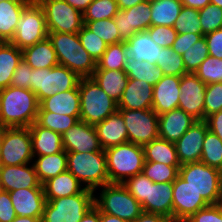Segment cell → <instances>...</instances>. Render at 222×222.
I'll list each match as a JSON object with an SVG mask.
<instances>
[{
  "mask_svg": "<svg viewBox=\"0 0 222 222\" xmlns=\"http://www.w3.org/2000/svg\"><path fill=\"white\" fill-rule=\"evenodd\" d=\"M39 101L30 89L8 86L0 90V123L8 128L30 127L36 122Z\"/></svg>",
  "mask_w": 222,
  "mask_h": 222,
  "instance_id": "6da1fadb",
  "label": "cell"
},
{
  "mask_svg": "<svg viewBox=\"0 0 222 222\" xmlns=\"http://www.w3.org/2000/svg\"><path fill=\"white\" fill-rule=\"evenodd\" d=\"M59 65L65 66L80 78L92 77L96 62L82 47L78 33L48 32Z\"/></svg>",
  "mask_w": 222,
  "mask_h": 222,
  "instance_id": "7a4b0ae2",
  "label": "cell"
},
{
  "mask_svg": "<svg viewBox=\"0 0 222 222\" xmlns=\"http://www.w3.org/2000/svg\"><path fill=\"white\" fill-rule=\"evenodd\" d=\"M67 170L95 193L109 183L105 151L67 152Z\"/></svg>",
  "mask_w": 222,
  "mask_h": 222,
  "instance_id": "3957f363",
  "label": "cell"
},
{
  "mask_svg": "<svg viewBox=\"0 0 222 222\" xmlns=\"http://www.w3.org/2000/svg\"><path fill=\"white\" fill-rule=\"evenodd\" d=\"M104 151L109 183L123 184L130 177L142 173L145 162L143 146L127 142Z\"/></svg>",
  "mask_w": 222,
  "mask_h": 222,
  "instance_id": "277c9868",
  "label": "cell"
},
{
  "mask_svg": "<svg viewBox=\"0 0 222 222\" xmlns=\"http://www.w3.org/2000/svg\"><path fill=\"white\" fill-rule=\"evenodd\" d=\"M80 120L95 126L118 110V103L109 97L92 77L81 78Z\"/></svg>",
  "mask_w": 222,
  "mask_h": 222,
  "instance_id": "5b68a950",
  "label": "cell"
},
{
  "mask_svg": "<svg viewBox=\"0 0 222 222\" xmlns=\"http://www.w3.org/2000/svg\"><path fill=\"white\" fill-rule=\"evenodd\" d=\"M94 205L103 213L133 222L142 212L141 204L121 183H108L99 187ZM102 188V189H101Z\"/></svg>",
  "mask_w": 222,
  "mask_h": 222,
  "instance_id": "8992f818",
  "label": "cell"
},
{
  "mask_svg": "<svg viewBox=\"0 0 222 222\" xmlns=\"http://www.w3.org/2000/svg\"><path fill=\"white\" fill-rule=\"evenodd\" d=\"M179 176L194 188L209 205L222 203V171L205 163L181 165Z\"/></svg>",
  "mask_w": 222,
  "mask_h": 222,
  "instance_id": "52a82bcc",
  "label": "cell"
},
{
  "mask_svg": "<svg viewBox=\"0 0 222 222\" xmlns=\"http://www.w3.org/2000/svg\"><path fill=\"white\" fill-rule=\"evenodd\" d=\"M94 195L93 190L85 188L72 196L46 199L42 222H79L94 206Z\"/></svg>",
  "mask_w": 222,
  "mask_h": 222,
  "instance_id": "ba28073f",
  "label": "cell"
},
{
  "mask_svg": "<svg viewBox=\"0 0 222 222\" xmlns=\"http://www.w3.org/2000/svg\"><path fill=\"white\" fill-rule=\"evenodd\" d=\"M80 77L65 66L53 68L32 69L31 91L37 96L39 103L58 92L74 89L78 86Z\"/></svg>",
  "mask_w": 222,
  "mask_h": 222,
  "instance_id": "9c48e42d",
  "label": "cell"
},
{
  "mask_svg": "<svg viewBox=\"0 0 222 222\" xmlns=\"http://www.w3.org/2000/svg\"><path fill=\"white\" fill-rule=\"evenodd\" d=\"M46 37L48 30L44 11L36 0H32L22 11L11 43L24 50Z\"/></svg>",
  "mask_w": 222,
  "mask_h": 222,
  "instance_id": "30bf717a",
  "label": "cell"
},
{
  "mask_svg": "<svg viewBox=\"0 0 222 222\" xmlns=\"http://www.w3.org/2000/svg\"><path fill=\"white\" fill-rule=\"evenodd\" d=\"M42 7L48 32L79 33L83 14L65 0H36Z\"/></svg>",
  "mask_w": 222,
  "mask_h": 222,
  "instance_id": "8fae6325",
  "label": "cell"
},
{
  "mask_svg": "<svg viewBox=\"0 0 222 222\" xmlns=\"http://www.w3.org/2000/svg\"><path fill=\"white\" fill-rule=\"evenodd\" d=\"M29 127L7 128L3 139L0 165L17 166L33 162Z\"/></svg>",
  "mask_w": 222,
  "mask_h": 222,
  "instance_id": "7c38bea8",
  "label": "cell"
},
{
  "mask_svg": "<svg viewBox=\"0 0 222 222\" xmlns=\"http://www.w3.org/2000/svg\"><path fill=\"white\" fill-rule=\"evenodd\" d=\"M127 128L129 142L144 146L159 138L158 115L153 109H118Z\"/></svg>",
  "mask_w": 222,
  "mask_h": 222,
  "instance_id": "4fadbf2b",
  "label": "cell"
},
{
  "mask_svg": "<svg viewBox=\"0 0 222 222\" xmlns=\"http://www.w3.org/2000/svg\"><path fill=\"white\" fill-rule=\"evenodd\" d=\"M209 204L179 175L173 181V222H185Z\"/></svg>",
  "mask_w": 222,
  "mask_h": 222,
  "instance_id": "5bb4252c",
  "label": "cell"
},
{
  "mask_svg": "<svg viewBox=\"0 0 222 222\" xmlns=\"http://www.w3.org/2000/svg\"><path fill=\"white\" fill-rule=\"evenodd\" d=\"M206 84L194 73L181 76L178 108L196 120H204V97Z\"/></svg>",
  "mask_w": 222,
  "mask_h": 222,
  "instance_id": "9a60e30c",
  "label": "cell"
},
{
  "mask_svg": "<svg viewBox=\"0 0 222 222\" xmlns=\"http://www.w3.org/2000/svg\"><path fill=\"white\" fill-rule=\"evenodd\" d=\"M150 3L142 1L129 9L118 10L114 16L120 37L126 41L135 33L146 31L151 27Z\"/></svg>",
  "mask_w": 222,
  "mask_h": 222,
  "instance_id": "2e32d148",
  "label": "cell"
},
{
  "mask_svg": "<svg viewBox=\"0 0 222 222\" xmlns=\"http://www.w3.org/2000/svg\"><path fill=\"white\" fill-rule=\"evenodd\" d=\"M61 136L66 152L82 153L104 151L99 143L95 127L82 120L75 123Z\"/></svg>",
  "mask_w": 222,
  "mask_h": 222,
  "instance_id": "e0dca14e",
  "label": "cell"
},
{
  "mask_svg": "<svg viewBox=\"0 0 222 222\" xmlns=\"http://www.w3.org/2000/svg\"><path fill=\"white\" fill-rule=\"evenodd\" d=\"M208 130L205 120H197L175 142L176 152L181 165L199 162L202 155L203 141Z\"/></svg>",
  "mask_w": 222,
  "mask_h": 222,
  "instance_id": "ac0fdd59",
  "label": "cell"
},
{
  "mask_svg": "<svg viewBox=\"0 0 222 222\" xmlns=\"http://www.w3.org/2000/svg\"><path fill=\"white\" fill-rule=\"evenodd\" d=\"M143 211L165 216L173 222V182L155 183L148 178V191L141 204Z\"/></svg>",
  "mask_w": 222,
  "mask_h": 222,
  "instance_id": "d6986e66",
  "label": "cell"
},
{
  "mask_svg": "<svg viewBox=\"0 0 222 222\" xmlns=\"http://www.w3.org/2000/svg\"><path fill=\"white\" fill-rule=\"evenodd\" d=\"M0 185L2 190L8 192L19 188H43L33 163L17 166L0 165Z\"/></svg>",
  "mask_w": 222,
  "mask_h": 222,
  "instance_id": "ffe728a7",
  "label": "cell"
},
{
  "mask_svg": "<svg viewBox=\"0 0 222 222\" xmlns=\"http://www.w3.org/2000/svg\"><path fill=\"white\" fill-rule=\"evenodd\" d=\"M9 194L17 216L42 218L46 203L43 188H19Z\"/></svg>",
  "mask_w": 222,
  "mask_h": 222,
  "instance_id": "44dd1931",
  "label": "cell"
},
{
  "mask_svg": "<svg viewBox=\"0 0 222 222\" xmlns=\"http://www.w3.org/2000/svg\"><path fill=\"white\" fill-rule=\"evenodd\" d=\"M179 76L164 75L163 78L153 86L152 109L161 115L178 108L180 96Z\"/></svg>",
  "mask_w": 222,
  "mask_h": 222,
  "instance_id": "7402d4cb",
  "label": "cell"
},
{
  "mask_svg": "<svg viewBox=\"0 0 222 222\" xmlns=\"http://www.w3.org/2000/svg\"><path fill=\"white\" fill-rule=\"evenodd\" d=\"M197 121L184 110L176 108L158 116L159 138L175 143Z\"/></svg>",
  "mask_w": 222,
  "mask_h": 222,
  "instance_id": "603a6c76",
  "label": "cell"
},
{
  "mask_svg": "<svg viewBox=\"0 0 222 222\" xmlns=\"http://www.w3.org/2000/svg\"><path fill=\"white\" fill-rule=\"evenodd\" d=\"M94 127L103 150L129 142L127 128L119 110Z\"/></svg>",
  "mask_w": 222,
  "mask_h": 222,
  "instance_id": "cb8c5ba5",
  "label": "cell"
},
{
  "mask_svg": "<svg viewBox=\"0 0 222 222\" xmlns=\"http://www.w3.org/2000/svg\"><path fill=\"white\" fill-rule=\"evenodd\" d=\"M153 86L144 81L129 79L118 109L147 110L152 109Z\"/></svg>",
  "mask_w": 222,
  "mask_h": 222,
  "instance_id": "d4e9b609",
  "label": "cell"
},
{
  "mask_svg": "<svg viewBox=\"0 0 222 222\" xmlns=\"http://www.w3.org/2000/svg\"><path fill=\"white\" fill-rule=\"evenodd\" d=\"M39 111H49L62 115L80 116V95L78 86L58 92L39 103Z\"/></svg>",
  "mask_w": 222,
  "mask_h": 222,
  "instance_id": "484cf974",
  "label": "cell"
},
{
  "mask_svg": "<svg viewBox=\"0 0 222 222\" xmlns=\"http://www.w3.org/2000/svg\"><path fill=\"white\" fill-rule=\"evenodd\" d=\"M33 156L50 155L64 150L62 136L34 122L30 127Z\"/></svg>",
  "mask_w": 222,
  "mask_h": 222,
  "instance_id": "4316f807",
  "label": "cell"
},
{
  "mask_svg": "<svg viewBox=\"0 0 222 222\" xmlns=\"http://www.w3.org/2000/svg\"><path fill=\"white\" fill-rule=\"evenodd\" d=\"M31 1L32 0L0 1V39L3 42H11L22 11Z\"/></svg>",
  "mask_w": 222,
  "mask_h": 222,
  "instance_id": "83f0119b",
  "label": "cell"
},
{
  "mask_svg": "<svg viewBox=\"0 0 222 222\" xmlns=\"http://www.w3.org/2000/svg\"><path fill=\"white\" fill-rule=\"evenodd\" d=\"M127 52L137 61H148L156 65L159 61L162 47L152 41L147 31H140L132 38L124 41Z\"/></svg>",
  "mask_w": 222,
  "mask_h": 222,
  "instance_id": "f1b7e54d",
  "label": "cell"
},
{
  "mask_svg": "<svg viewBox=\"0 0 222 222\" xmlns=\"http://www.w3.org/2000/svg\"><path fill=\"white\" fill-rule=\"evenodd\" d=\"M46 199H57L81 193L85 187L68 170L48 179L43 184Z\"/></svg>",
  "mask_w": 222,
  "mask_h": 222,
  "instance_id": "f546056e",
  "label": "cell"
},
{
  "mask_svg": "<svg viewBox=\"0 0 222 222\" xmlns=\"http://www.w3.org/2000/svg\"><path fill=\"white\" fill-rule=\"evenodd\" d=\"M23 60L32 69L53 68L59 65L56 52L48 37L22 50Z\"/></svg>",
  "mask_w": 222,
  "mask_h": 222,
  "instance_id": "4dcf8cb0",
  "label": "cell"
},
{
  "mask_svg": "<svg viewBox=\"0 0 222 222\" xmlns=\"http://www.w3.org/2000/svg\"><path fill=\"white\" fill-rule=\"evenodd\" d=\"M92 78L117 103L129 80L123 70H95Z\"/></svg>",
  "mask_w": 222,
  "mask_h": 222,
  "instance_id": "1f68e13d",
  "label": "cell"
},
{
  "mask_svg": "<svg viewBox=\"0 0 222 222\" xmlns=\"http://www.w3.org/2000/svg\"><path fill=\"white\" fill-rule=\"evenodd\" d=\"M33 165L41 184L67 170V152L34 156Z\"/></svg>",
  "mask_w": 222,
  "mask_h": 222,
  "instance_id": "d6a6232c",
  "label": "cell"
},
{
  "mask_svg": "<svg viewBox=\"0 0 222 222\" xmlns=\"http://www.w3.org/2000/svg\"><path fill=\"white\" fill-rule=\"evenodd\" d=\"M147 162L164 163L168 166H181L176 152L175 143L157 138L143 146Z\"/></svg>",
  "mask_w": 222,
  "mask_h": 222,
  "instance_id": "836d02e7",
  "label": "cell"
},
{
  "mask_svg": "<svg viewBox=\"0 0 222 222\" xmlns=\"http://www.w3.org/2000/svg\"><path fill=\"white\" fill-rule=\"evenodd\" d=\"M22 59V50L11 42H3L0 45V90L11 85L14 71Z\"/></svg>",
  "mask_w": 222,
  "mask_h": 222,
  "instance_id": "e575fe53",
  "label": "cell"
},
{
  "mask_svg": "<svg viewBox=\"0 0 222 222\" xmlns=\"http://www.w3.org/2000/svg\"><path fill=\"white\" fill-rule=\"evenodd\" d=\"M123 71L129 79L144 81L154 86L164 76L163 71L148 61H137L127 54Z\"/></svg>",
  "mask_w": 222,
  "mask_h": 222,
  "instance_id": "d590c367",
  "label": "cell"
},
{
  "mask_svg": "<svg viewBox=\"0 0 222 222\" xmlns=\"http://www.w3.org/2000/svg\"><path fill=\"white\" fill-rule=\"evenodd\" d=\"M151 26L173 27L183 7L180 0H157L150 3Z\"/></svg>",
  "mask_w": 222,
  "mask_h": 222,
  "instance_id": "8d00e7d4",
  "label": "cell"
},
{
  "mask_svg": "<svg viewBox=\"0 0 222 222\" xmlns=\"http://www.w3.org/2000/svg\"><path fill=\"white\" fill-rule=\"evenodd\" d=\"M125 42L108 45L96 63V70H123L127 57Z\"/></svg>",
  "mask_w": 222,
  "mask_h": 222,
  "instance_id": "74e56055",
  "label": "cell"
},
{
  "mask_svg": "<svg viewBox=\"0 0 222 222\" xmlns=\"http://www.w3.org/2000/svg\"><path fill=\"white\" fill-rule=\"evenodd\" d=\"M200 161L222 171V140L209 129L203 141Z\"/></svg>",
  "mask_w": 222,
  "mask_h": 222,
  "instance_id": "f35d334b",
  "label": "cell"
},
{
  "mask_svg": "<svg viewBox=\"0 0 222 222\" xmlns=\"http://www.w3.org/2000/svg\"><path fill=\"white\" fill-rule=\"evenodd\" d=\"M80 120V116H69L49 111H38L36 123L61 135Z\"/></svg>",
  "mask_w": 222,
  "mask_h": 222,
  "instance_id": "ab89813d",
  "label": "cell"
},
{
  "mask_svg": "<svg viewBox=\"0 0 222 222\" xmlns=\"http://www.w3.org/2000/svg\"><path fill=\"white\" fill-rule=\"evenodd\" d=\"M84 25L107 45L123 42L114 18L84 22Z\"/></svg>",
  "mask_w": 222,
  "mask_h": 222,
  "instance_id": "60d3db41",
  "label": "cell"
},
{
  "mask_svg": "<svg viewBox=\"0 0 222 222\" xmlns=\"http://www.w3.org/2000/svg\"><path fill=\"white\" fill-rule=\"evenodd\" d=\"M118 10L116 0H94L83 13V22L114 18Z\"/></svg>",
  "mask_w": 222,
  "mask_h": 222,
  "instance_id": "b9f144b4",
  "label": "cell"
},
{
  "mask_svg": "<svg viewBox=\"0 0 222 222\" xmlns=\"http://www.w3.org/2000/svg\"><path fill=\"white\" fill-rule=\"evenodd\" d=\"M173 27L178 34H203L199 10L183 6Z\"/></svg>",
  "mask_w": 222,
  "mask_h": 222,
  "instance_id": "7bdbcfd3",
  "label": "cell"
},
{
  "mask_svg": "<svg viewBox=\"0 0 222 222\" xmlns=\"http://www.w3.org/2000/svg\"><path fill=\"white\" fill-rule=\"evenodd\" d=\"M179 168L180 166L145 161L142 173L155 183L173 182L179 175Z\"/></svg>",
  "mask_w": 222,
  "mask_h": 222,
  "instance_id": "ee69618b",
  "label": "cell"
},
{
  "mask_svg": "<svg viewBox=\"0 0 222 222\" xmlns=\"http://www.w3.org/2000/svg\"><path fill=\"white\" fill-rule=\"evenodd\" d=\"M164 75L179 76L186 74L182 56L174 52L172 48H162L159 61L156 63Z\"/></svg>",
  "mask_w": 222,
  "mask_h": 222,
  "instance_id": "f6af8a7d",
  "label": "cell"
},
{
  "mask_svg": "<svg viewBox=\"0 0 222 222\" xmlns=\"http://www.w3.org/2000/svg\"><path fill=\"white\" fill-rule=\"evenodd\" d=\"M206 85L222 82V59L208 56L194 72Z\"/></svg>",
  "mask_w": 222,
  "mask_h": 222,
  "instance_id": "bcb514c9",
  "label": "cell"
},
{
  "mask_svg": "<svg viewBox=\"0 0 222 222\" xmlns=\"http://www.w3.org/2000/svg\"><path fill=\"white\" fill-rule=\"evenodd\" d=\"M208 56L209 49L205 37H203L182 55L186 72L194 73Z\"/></svg>",
  "mask_w": 222,
  "mask_h": 222,
  "instance_id": "7dc6e473",
  "label": "cell"
},
{
  "mask_svg": "<svg viewBox=\"0 0 222 222\" xmlns=\"http://www.w3.org/2000/svg\"><path fill=\"white\" fill-rule=\"evenodd\" d=\"M82 47L90 54L92 59L97 63L106 51L108 45L97 35L90 31L85 25L79 31Z\"/></svg>",
  "mask_w": 222,
  "mask_h": 222,
  "instance_id": "c3c4849f",
  "label": "cell"
},
{
  "mask_svg": "<svg viewBox=\"0 0 222 222\" xmlns=\"http://www.w3.org/2000/svg\"><path fill=\"white\" fill-rule=\"evenodd\" d=\"M199 18L204 36L222 28V8L212 3L199 9Z\"/></svg>",
  "mask_w": 222,
  "mask_h": 222,
  "instance_id": "681fc988",
  "label": "cell"
},
{
  "mask_svg": "<svg viewBox=\"0 0 222 222\" xmlns=\"http://www.w3.org/2000/svg\"><path fill=\"white\" fill-rule=\"evenodd\" d=\"M222 110V82L206 86L204 97V120Z\"/></svg>",
  "mask_w": 222,
  "mask_h": 222,
  "instance_id": "f907efd6",
  "label": "cell"
},
{
  "mask_svg": "<svg viewBox=\"0 0 222 222\" xmlns=\"http://www.w3.org/2000/svg\"><path fill=\"white\" fill-rule=\"evenodd\" d=\"M146 31L152 41L162 48H171L178 35L174 27L167 26H151Z\"/></svg>",
  "mask_w": 222,
  "mask_h": 222,
  "instance_id": "816d5d0a",
  "label": "cell"
},
{
  "mask_svg": "<svg viewBox=\"0 0 222 222\" xmlns=\"http://www.w3.org/2000/svg\"><path fill=\"white\" fill-rule=\"evenodd\" d=\"M123 185L140 204L145 201L148 191V178L143 173L130 177Z\"/></svg>",
  "mask_w": 222,
  "mask_h": 222,
  "instance_id": "f5cc1de1",
  "label": "cell"
},
{
  "mask_svg": "<svg viewBox=\"0 0 222 222\" xmlns=\"http://www.w3.org/2000/svg\"><path fill=\"white\" fill-rule=\"evenodd\" d=\"M185 222H222V203L197 211Z\"/></svg>",
  "mask_w": 222,
  "mask_h": 222,
  "instance_id": "db71d44e",
  "label": "cell"
},
{
  "mask_svg": "<svg viewBox=\"0 0 222 222\" xmlns=\"http://www.w3.org/2000/svg\"><path fill=\"white\" fill-rule=\"evenodd\" d=\"M32 68L22 59L14 71L11 86L31 90Z\"/></svg>",
  "mask_w": 222,
  "mask_h": 222,
  "instance_id": "11a10c76",
  "label": "cell"
},
{
  "mask_svg": "<svg viewBox=\"0 0 222 222\" xmlns=\"http://www.w3.org/2000/svg\"><path fill=\"white\" fill-rule=\"evenodd\" d=\"M203 37V34H178L171 48L174 52H177L180 56H182L188 48L192 47Z\"/></svg>",
  "mask_w": 222,
  "mask_h": 222,
  "instance_id": "9f6ffc18",
  "label": "cell"
},
{
  "mask_svg": "<svg viewBox=\"0 0 222 222\" xmlns=\"http://www.w3.org/2000/svg\"><path fill=\"white\" fill-rule=\"evenodd\" d=\"M16 216L9 192L2 190L0 192V222H11Z\"/></svg>",
  "mask_w": 222,
  "mask_h": 222,
  "instance_id": "6f0895ef",
  "label": "cell"
},
{
  "mask_svg": "<svg viewBox=\"0 0 222 222\" xmlns=\"http://www.w3.org/2000/svg\"><path fill=\"white\" fill-rule=\"evenodd\" d=\"M204 37L209 49V55L222 59V28L206 34Z\"/></svg>",
  "mask_w": 222,
  "mask_h": 222,
  "instance_id": "680465c9",
  "label": "cell"
},
{
  "mask_svg": "<svg viewBox=\"0 0 222 222\" xmlns=\"http://www.w3.org/2000/svg\"><path fill=\"white\" fill-rule=\"evenodd\" d=\"M208 129L222 140V110L205 119Z\"/></svg>",
  "mask_w": 222,
  "mask_h": 222,
  "instance_id": "91938a15",
  "label": "cell"
},
{
  "mask_svg": "<svg viewBox=\"0 0 222 222\" xmlns=\"http://www.w3.org/2000/svg\"><path fill=\"white\" fill-rule=\"evenodd\" d=\"M133 222H171L163 215L143 211Z\"/></svg>",
  "mask_w": 222,
  "mask_h": 222,
  "instance_id": "94428289",
  "label": "cell"
},
{
  "mask_svg": "<svg viewBox=\"0 0 222 222\" xmlns=\"http://www.w3.org/2000/svg\"><path fill=\"white\" fill-rule=\"evenodd\" d=\"M79 222H100V210L94 205Z\"/></svg>",
  "mask_w": 222,
  "mask_h": 222,
  "instance_id": "6125c7cd",
  "label": "cell"
},
{
  "mask_svg": "<svg viewBox=\"0 0 222 222\" xmlns=\"http://www.w3.org/2000/svg\"><path fill=\"white\" fill-rule=\"evenodd\" d=\"M182 5L194 9H202L211 3L210 0H180Z\"/></svg>",
  "mask_w": 222,
  "mask_h": 222,
  "instance_id": "be15d7a7",
  "label": "cell"
},
{
  "mask_svg": "<svg viewBox=\"0 0 222 222\" xmlns=\"http://www.w3.org/2000/svg\"><path fill=\"white\" fill-rule=\"evenodd\" d=\"M73 8H76L82 14L94 0H65Z\"/></svg>",
  "mask_w": 222,
  "mask_h": 222,
  "instance_id": "e7e4bbea",
  "label": "cell"
},
{
  "mask_svg": "<svg viewBox=\"0 0 222 222\" xmlns=\"http://www.w3.org/2000/svg\"><path fill=\"white\" fill-rule=\"evenodd\" d=\"M120 10L129 9L144 0H116Z\"/></svg>",
  "mask_w": 222,
  "mask_h": 222,
  "instance_id": "03108f58",
  "label": "cell"
},
{
  "mask_svg": "<svg viewBox=\"0 0 222 222\" xmlns=\"http://www.w3.org/2000/svg\"><path fill=\"white\" fill-rule=\"evenodd\" d=\"M100 222H127L117 216L106 214L100 211Z\"/></svg>",
  "mask_w": 222,
  "mask_h": 222,
  "instance_id": "003e7915",
  "label": "cell"
},
{
  "mask_svg": "<svg viewBox=\"0 0 222 222\" xmlns=\"http://www.w3.org/2000/svg\"><path fill=\"white\" fill-rule=\"evenodd\" d=\"M11 222H42V218L28 217V216H16Z\"/></svg>",
  "mask_w": 222,
  "mask_h": 222,
  "instance_id": "a7ac6f4b",
  "label": "cell"
},
{
  "mask_svg": "<svg viewBox=\"0 0 222 222\" xmlns=\"http://www.w3.org/2000/svg\"><path fill=\"white\" fill-rule=\"evenodd\" d=\"M7 128H8V127L3 126V125L0 123V153H1V147H2L3 139H4L5 132H6V129H7Z\"/></svg>",
  "mask_w": 222,
  "mask_h": 222,
  "instance_id": "89a4df30",
  "label": "cell"
},
{
  "mask_svg": "<svg viewBox=\"0 0 222 222\" xmlns=\"http://www.w3.org/2000/svg\"><path fill=\"white\" fill-rule=\"evenodd\" d=\"M212 4L222 8V0H210Z\"/></svg>",
  "mask_w": 222,
  "mask_h": 222,
  "instance_id": "2644e50d",
  "label": "cell"
},
{
  "mask_svg": "<svg viewBox=\"0 0 222 222\" xmlns=\"http://www.w3.org/2000/svg\"><path fill=\"white\" fill-rule=\"evenodd\" d=\"M144 1H146V2H148V3H152V2H155V1H157V0H144Z\"/></svg>",
  "mask_w": 222,
  "mask_h": 222,
  "instance_id": "8c879c8a",
  "label": "cell"
}]
</instances>
